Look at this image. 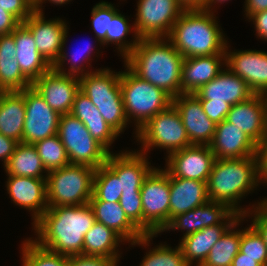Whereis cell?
<instances>
[{
	"label": "cell",
	"mask_w": 267,
	"mask_h": 266,
	"mask_svg": "<svg viewBox=\"0 0 267 266\" xmlns=\"http://www.w3.org/2000/svg\"><path fill=\"white\" fill-rule=\"evenodd\" d=\"M96 222L89 203L48 207L33 224L35 242L58 254H83L84 235Z\"/></svg>",
	"instance_id": "obj_1"
},
{
	"label": "cell",
	"mask_w": 267,
	"mask_h": 266,
	"mask_svg": "<svg viewBox=\"0 0 267 266\" xmlns=\"http://www.w3.org/2000/svg\"><path fill=\"white\" fill-rule=\"evenodd\" d=\"M183 59L167 38H142L124 63L140 79L175 98L181 94Z\"/></svg>",
	"instance_id": "obj_2"
},
{
	"label": "cell",
	"mask_w": 267,
	"mask_h": 266,
	"mask_svg": "<svg viewBox=\"0 0 267 266\" xmlns=\"http://www.w3.org/2000/svg\"><path fill=\"white\" fill-rule=\"evenodd\" d=\"M213 13L186 8L174 23L167 39L184 58L225 55L228 43Z\"/></svg>",
	"instance_id": "obj_3"
},
{
	"label": "cell",
	"mask_w": 267,
	"mask_h": 266,
	"mask_svg": "<svg viewBox=\"0 0 267 266\" xmlns=\"http://www.w3.org/2000/svg\"><path fill=\"white\" fill-rule=\"evenodd\" d=\"M258 185L256 156L215 159L207 180L208 198L210 201L226 204L243 216L251 209L239 206L241 198L248 195V192L251 193Z\"/></svg>",
	"instance_id": "obj_4"
},
{
	"label": "cell",
	"mask_w": 267,
	"mask_h": 266,
	"mask_svg": "<svg viewBox=\"0 0 267 266\" xmlns=\"http://www.w3.org/2000/svg\"><path fill=\"white\" fill-rule=\"evenodd\" d=\"M120 86L128 122H135L136 132L153 116L172 105V97L150 82L140 79L126 65ZM132 118V119H131Z\"/></svg>",
	"instance_id": "obj_5"
},
{
	"label": "cell",
	"mask_w": 267,
	"mask_h": 266,
	"mask_svg": "<svg viewBox=\"0 0 267 266\" xmlns=\"http://www.w3.org/2000/svg\"><path fill=\"white\" fill-rule=\"evenodd\" d=\"M95 170L85 165L68 164L49 171L46 178L48 207L89 203L93 196Z\"/></svg>",
	"instance_id": "obj_6"
},
{
	"label": "cell",
	"mask_w": 267,
	"mask_h": 266,
	"mask_svg": "<svg viewBox=\"0 0 267 266\" xmlns=\"http://www.w3.org/2000/svg\"><path fill=\"white\" fill-rule=\"evenodd\" d=\"M136 139L146 154L153 147L166 149L168 155L192 145L179 112L171 105L148 120L137 132Z\"/></svg>",
	"instance_id": "obj_7"
},
{
	"label": "cell",
	"mask_w": 267,
	"mask_h": 266,
	"mask_svg": "<svg viewBox=\"0 0 267 266\" xmlns=\"http://www.w3.org/2000/svg\"><path fill=\"white\" fill-rule=\"evenodd\" d=\"M58 136L65 147L70 164L97 169L106 163L109 152L90 135L84 124L70 113L60 116Z\"/></svg>",
	"instance_id": "obj_8"
},
{
	"label": "cell",
	"mask_w": 267,
	"mask_h": 266,
	"mask_svg": "<svg viewBox=\"0 0 267 266\" xmlns=\"http://www.w3.org/2000/svg\"><path fill=\"white\" fill-rule=\"evenodd\" d=\"M143 210V233H161L170 222L169 175L163 169H154L145 178L140 189Z\"/></svg>",
	"instance_id": "obj_9"
},
{
	"label": "cell",
	"mask_w": 267,
	"mask_h": 266,
	"mask_svg": "<svg viewBox=\"0 0 267 266\" xmlns=\"http://www.w3.org/2000/svg\"><path fill=\"white\" fill-rule=\"evenodd\" d=\"M185 9L179 0H139L134 23L139 38H167Z\"/></svg>",
	"instance_id": "obj_10"
},
{
	"label": "cell",
	"mask_w": 267,
	"mask_h": 266,
	"mask_svg": "<svg viewBox=\"0 0 267 266\" xmlns=\"http://www.w3.org/2000/svg\"><path fill=\"white\" fill-rule=\"evenodd\" d=\"M25 121L22 143L34 144L58 134L60 114L31 86L24 89Z\"/></svg>",
	"instance_id": "obj_11"
},
{
	"label": "cell",
	"mask_w": 267,
	"mask_h": 266,
	"mask_svg": "<svg viewBox=\"0 0 267 266\" xmlns=\"http://www.w3.org/2000/svg\"><path fill=\"white\" fill-rule=\"evenodd\" d=\"M169 176L207 182L215 156L209 145L192 144L166 157Z\"/></svg>",
	"instance_id": "obj_12"
},
{
	"label": "cell",
	"mask_w": 267,
	"mask_h": 266,
	"mask_svg": "<svg viewBox=\"0 0 267 266\" xmlns=\"http://www.w3.org/2000/svg\"><path fill=\"white\" fill-rule=\"evenodd\" d=\"M60 115L69 114L80 91L79 77L62 74L52 67L31 85Z\"/></svg>",
	"instance_id": "obj_13"
},
{
	"label": "cell",
	"mask_w": 267,
	"mask_h": 266,
	"mask_svg": "<svg viewBox=\"0 0 267 266\" xmlns=\"http://www.w3.org/2000/svg\"><path fill=\"white\" fill-rule=\"evenodd\" d=\"M240 217L238 213L231 210L226 204L209 200L201 206L175 216L162 232L170 231V229L186 230L183 235L185 237L212 225L233 224Z\"/></svg>",
	"instance_id": "obj_14"
},
{
	"label": "cell",
	"mask_w": 267,
	"mask_h": 266,
	"mask_svg": "<svg viewBox=\"0 0 267 266\" xmlns=\"http://www.w3.org/2000/svg\"><path fill=\"white\" fill-rule=\"evenodd\" d=\"M172 105L180 114L190 143L209 145L216 124L205 114L200 100L192 93H182L172 99Z\"/></svg>",
	"instance_id": "obj_15"
},
{
	"label": "cell",
	"mask_w": 267,
	"mask_h": 266,
	"mask_svg": "<svg viewBox=\"0 0 267 266\" xmlns=\"http://www.w3.org/2000/svg\"><path fill=\"white\" fill-rule=\"evenodd\" d=\"M228 49L226 45V68L245 80L254 94H261L267 90V52L261 50L228 52Z\"/></svg>",
	"instance_id": "obj_16"
},
{
	"label": "cell",
	"mask_w": 267,
	"mask_h": 266,
	"mask_svg": "<svg viewBox=\"0 0 267 266\" xmlns=\"http://www.w3.org/2000/svg\"><path fill=\"white\" fill-rule=\"evenodd\" d=\"M23 24L33 35L38 52L52 66L62 50L66 22L60 18L45 20L44 13L34 11Z\"/></svg>",
	"instance_id": "obj_17"
},
{
	"label": "cell",
	"mask_w": 267,
	"mask_h": 266,
	"mask_svg": "<svg viewBox=\"0 0 267 266\" xmlns=\"http://www.w3.org/2000/svg\"><path fill=\"white\" fill-rule=\"evenodd\" d=\"M119 178L120 192H140L148 174L154 169L148 162L147 154L139 151L109 153L105 163Z\"/></svg>",
	"instance_id": "obj_18"
},
{
	"label": "cell",
	"mask_w": 267,
	"mask_h": 266,
	"mask_svg": "<svg viewBox=\"0 0 267 266\" xmlns=\"http://www.w3.org/2000/svg\"><path fill=\"white\" fill-rule=\"evenodd\" d=\"M96 222L113 229L127 243L149 246L155 235H145L126 215L119 202L89 201Z\"/></svg>",
	"instance_id": "obj_19"
},
{
	"label": "cell",
	"mask_w": 267,
	"mask_h": 266,
	"mask_svg": "<svg viewBox=\"0 0 267 266\" xmlns=\"http://www.w3.org/2000/svg\"><path fill=\"white\" fill-rule=\"evenodd\" d=\"M193 94L200 102H226L232 106L247 100L254 93L245 80L226 68Z\"/></svg>",
	"instance_id": "obj_20"
},
{
	"label": "cell",
	"mask_w": 267,
	"mask_h": 266,
	"mask_svg": "<svg viewBox=\"0 0 267 266\" xmlns=\"http://www.w3.org/2000/svg\"><path fill=\"white\" fill-rule=\"evenodd\" d=\"M6 187L15 205L33 212V224L48 209L46 179L8 176Z\"/></svg>",
	"instance_id": "obj_21"
},
{
	"label": "cell",
	"mask_w": 267,
	"mask_h": 266,
	"mask_svg": "<svg viewBox=\"0 0 267 266\" xmlns=\"http://www.w3.org/2000/svg\"><path fill=\"white\" fill-rule=\"evenodd\" d=\"M215 159H233L256 156L257 144L241 129L226 119L216 124L212 142L209 144Z\"/></svg>",
	"instance_id": "obj_22"
},
{
	"label": "cell",
	"mask_w": 267,
	"mask_h": 266,
	"mask_svg": "<svg viewBox=\"0 0 267 266\" xmlns=\"http://www.w3.org/2000/svg\"><path fill=\"white\" fill-rule=\"evenodd\" d=\"M226 120L241 129L257 145L265 139L266 115L260 94L232 105Z\"/></svg>",
	"instance_id": "obj_23"
},
{
	"label": "cell",
	"mask_w": 267,
	"mask_h": 266,
	"mask_svg": "<svg viewBox=\"0 0 267 266\" xmlns=\"http://www.w3.org/2000/svg\"><path fill=\"white\" fill-rule=\"evenodd\" d=\"M222 65H225V55L184 58L181 66V94L195 93L223 70Z\"/></svg>",
	"instance_id": "obj_24"
},
{
	"label": "cell",
	"mask_w": 267,
	"mask_h": 266,
	"mask_svg": "<svg viewBox=\"0 0 267 266\" xmlns=\"http://www.w3.org/2000/svg\"><path fill=\"white\" fill-rule=\"evenodd\" d=\"M11 35L16 46V56L22 74L33 83L45 74L52 66L38 52L30 30L21 23Z\"/></svg>",
	"instance_id": "obj_25"
},
{
	"label": "cell",
	"mask_w": 267,
	"mask_h": 266,
	"mask_svg": "<svg viewBox=\"0 0 267 266\" xmlns=\"http://www.w3.org/2000/svg\"><path fill=\"white\" fill-rule=\"evenodd\" d=\"M170 221L209 201L207 182L169 176Z\"/></svg>",
	"instance_id": "obj_26"
},
{
	"label": "cell",
	"mask_w": 267,
	"mask_h": 266,
	"mask_svg": "<svg viewBox=\"0 0 267 266\" xmlns=\"http://www.w3.org/2000/svg\"><path fill=\"white\" fill-rule=\"evenodd\" d=\"M70 114L79 119L90 135L111 153L110 146L120 135L106 123L97 107L81 91L75 96Z\"/></svg>",
	"instance_id": "obj_27"
},
{
	"label": "cell",
	"mask_w": 267,
	"mask_h": 266,
	"mask_svg": "<svg viewBox=\"0 0 267 266\" xmlns=\"http://www.w3.org/2000/svg\"><path fill=\"white\" fill-rule=\"evenodd\" d=\"M232 224H216L182 237L178 244L187 264L201 266L211 248ZM195 261V263L193 262ZM197 262V263H196Z\"/></svg>",
	"instance_id": "obj_28"
},
{
	"label": "cell",
	"mask_w": 267,
	"mask_h": 266,
	"mask_svg": "<svg viewBox=\"0 0 267 266\" xmlns=\"http://www.w3.org/2000/svg\"><path fill=\"white\" fill-rule=\"evenodd\" d=\"M121 72L110 69H96L92 73L79 77L80 91L91 102L104 100H123L120 86Z\"/></svg>",
	"instance_id": "obj_29"
},
{
	"label": "cell",
	"mask_w": 267,
	"mask_h": 266,
	"mask_svg": "<svg viewBox=\"0 0 267 266\" xmlns=\"http://www.w3.org/2000/svg\"><path fill=\"white\" fill-rule=\"evenodd\" d=\"M24 89L0 93V133L22 142L25 121Z\"/></svg>",
	"instance_id": "obj_30"
},
{
	"label": "cell",
	"mask_w": 267,
	"mask_h": 266,
	"mask_svg": "<svg viewBox=\"0 0 267 266\" xmlns=\"http://www.w3.org/2000/svg\"><path fill=\"white\" fill-rule=\"evenodd\" d=\"M16 46L11 34L0 35V91H22L32 83L22 74L15 58Z\"/></svg>",
	"instance_id": "obj_31"
},
{
	"label": "cell",
	"mask_w": 267,
	"mask_h": 266,
	"mask_svg": "<svg viewBox=\"0 0 267 266\" xmlns=\"http://www.w3.org/2000/svg\"><path fill=\"white\" fill-rule=\"evenodd\" d=\"M125 240L113 229L95 222L84 235L83 254L120 259L119 243Z\"/></svg>",
	"instance_id": "obj_32"
},
{
	"label": "cell",
	"mask_w": 267,
	"mask_h": 266,
	"mask_svg": "<svg viewBox=\"0 0 267 266\" xmlns=\"http://www.w3.org/2000/svg\"><path fill=\"white\" fill-rule=\"evenodd\" d=\"M7 176L47 178V171L33 144L18 143L13 155L4 166ZM46 172V176L43 173Z\"/></svg>",
	"instance_id": "obj_33"
},
{
	"label": "cell",
	"mask_w": 267,
	"mask_h": 266,
	"mask_svg": "<svg viewBox=\"0 0 267 266\" xmlns=\"http://www.w3.org/2000/svg\"><path fill=\"white\" fill-rule=\"evenodd\" d=\"M244 221L241 216L234 222L211 248L206 260L201 266H231L234 257L240 249L241 230L235 229ZM236 230V231H235Z\"/></svg>",
	"instance_id": "obj_34"
},
{
	"label": "cell",
	"mask_w": 267,
	"mask_h": 266,
	"mask_svg": "<svg viewBox=\"0 0 267 266\" xmlns=\"http://www.w3.org/2000/svg\"><path fill=\"white\" fill-rule=\"evenodd\" d=\"M131 31L134 32L135 38L132 42H128L125 39ZM139 41L140 38L136 32L135 25L130 26L125 16L118 12L110 21L109 32H107L106 38L101 42V45L113 43L118 46L117 50L125 59L135 49Z\"/></svg>",
	"instance_id": "obj_35"
},
{
	"label": "cell",
	"mask_w": 267,
	"mask_h": 266,
	"mask_svg": "<svg viewBox=\"0 0 267 266\" xmlns=\"http://www.w3.org/2000/svg\"><path fill=\"white\" fill-rule=\"evenodd\" d=\"M120 180L117 175L106 165H101L95 170L93 178V196L90 201L119 202Z\"/></svg>",
	"instance_id": "obj_36"
},
{
	"label": "cell",
	"mask_w": 267,
	"mask_h": 266,
	"mask_svg": "<svg viewBox=\"0 0 267 266\" xmlns=\"http://www.w3.org/2000/svg\"><path fill=\"white\" fill-rule=\"evenodd\" d=\"M31 239L22 244V266H69L68 256L48 250Z\"/></svg>",
	"instance_id": "obj_37"
},
{
	"label": "cell",
	"mask_w": 267,
	"mask_h": 266,
	"mask_svg": "<svg viewBox=\"0 0 267 266\" xmlns=\"http://www.w3.org/2000/svg\"><path fill=\"white\" fill-rule=\"evenodd\" d=\"M33 145L47 172L60 169L70 164L65 147L58 134L39 140Z\"/></svg>",
	"instance_id": "obj_38"
},
{
	"label": "cell",
	"mask_w": 267,
	"mask_h": 266,
	"mask_svg": "<svg viewBox=\"0 0 267 266\" xmlns=\"http://www.w3.org/2000/svg\"><path fill=\"white\" fill-rule=\"evenodd\" d=\"M67 29H69V28H66V31L64 33L61 53L59 55V58L52 65V68L55 69L57 72H60L62 74H67V75L76 76V77H81V76H84L86 74L92 73L91 72L92 70H90V72H89V69H88V71H86L87 69H85V68H87V67L84 65L85 63H83V62L86 61L87 62L86 64H89L91 66L89 61L93 60L90 58L92 57L91 55H92V51H93L94 46L92 47V44H89V45H87L86 48H80L79 50L76 49L77 51L73 52L71 55L72 57H69V59H68L69 53H67V51L66 52L64 51L65 50L64 47L66 45L67 37H68L67 36V33H68ZM82 52L83 53L85 52V53L82 54ZM80 53H81V55H83V57H81ZM70 59H71V61H70ZM65 62H67L68 64L71 62L68 72H66L67 68H64V66H63V64H65ZM78 63L80 65H78ZM64 69H66V70H64Z\"/></svg>",
	"instance_id": "obj_39"
},
{
	"label": "cell",
	"mask_w": 267,
	"mask_h": 266,
	"mask_svg": "<svg viewBox=\"0 0 267 266\" xmlns=\"http://www.w3.org/2000/svg\"><path fill=\"white\" fill-rule=\"evenodd\" d=\"M140 266H189L178 246L171 248L168 245H156L146 252Z\"/></svg>",
	"instance_id": "obj_40"
},
{
	"label": "cell",
	"mask_w": 267,
	"mask_h": 266,
	"mask_svg": "<svg viewBox=\"0 0 267 266\" xmlns=\"http://www.w3.org/2000/svg\"><path fill=\"white\" fill-rule=\"evenodd\" d=\"M247 257L267 266V247L258 232L251 226L241 230L240 249Z\"/></svg>",
	"instance_id": "obj_41"
},
{
	"label": "cell",
	"mask_w": 267,
	"mask_h": 266,
	"mask_svg": "<svg viewBox=\"0 0 267 266\" xmlns=\"http://www.w3.org/2000/svg\"><path fill=\"white\" fill-rule=\"evenodd\" d=\"M100 111L106 123L111 126L119 135L129 124L123 100H104L92 102Z\"/></svg>",
	"instance_id": "obj_42"
},
{
	"label": "cell",
	"mask_w": 267,
	"mask_h": 266,
	"mask_svg": "<svg viewBox=\"0 0 267 266\" xmlns=\"http://www.w3.org/2000/svg\"><path fill=\"white\" fill-rule=\"evenodd\" d=\"M119 12L113 4L102 1L97 3L91 11L92 27L98 43L106 38L109 32L110 21Z\"/></svg>",
	"instance_id": "obj_43"
},
{
	"label": "cell",
	"mask_w": 267,
	"mask_h": 266,
	"mask_svg": "<svg viewBox=\"0 0 267 266\" xmlns=\"http://www.w3.org/2000/svg\"><path fill=\"white\" fill-rule=\"evenodd\" d=\"M119 204L127 217L143 232V210L140 192L122 193Z\"/></svg>",
	"instance_id": "obj_44"
},
{
	"label": "cell",
	"mask_w": 267,
	"mask_h": 266,
	"mask_svg": "<svg viewBox=\"0 0 267 266\" xmlns=\"http://www.w3.org/2000/svg\"><path fill=\"white\" fill-rule=\"evenodd\" d=\"M257 204L255 207L252 205V210L247 211L243 217L250 215L253 217L251 226L258 232L267 247V198Z\"/></svg>",
	"instance_id": "obj_45"
},
{
	"label": "cell",
	"mask_w": 267,
	"mask_h": 266,
	"mask_svg": "<svg viewBox=\"0 0 267 266\" xmlns=\"http://www.w3.org/2000/svg\"><path fill=\"white\" fill-rule=\"evenodd\" d=\"M0 7L23 23L34 11V0H0Z\"/></svg>",
	"instance_id": "obj_46"
},
{
	"label": "cell",
	"mask_w": 267,
	"mask_h": 266,
	"mask_svg": "<svg viewBox=\"0 0 267 266\" xmlns=\"http://www.w3.org/2000/svg\"><path fill=\"white\" fill-rule=\"evenodd\" d=\"M119 260L84 254L68 256L69 266H118Z\"/></svg>",
	"instance_id": "obj_47"
},
{
	"label": "cell",
	"mask_w": 267,
	"mask_h": 266,
	"mask_svg": "<svg viewBox=\"0 0 267 266\" xmlns=\"http://www.w3.org/2000/svg\"><path fill=\"white\" fill-rule=\"evenodd\" d=\"M201 104L205 114L215 124L225 120L231 108V105L226 102H201Z\"/></svg>",
	"instance_id": "obj_48"
},
{
	"label": "cell",
	"mask_w": 267,
	"mask_h": 266,
	"mask_svg": "<svg viewBox=\"0 0 267 266\" xmlns=\"http://www.w3.org/2000/svg\"><path fill=\"white\" fill-rule=\"evenodd\" d=\"M256 157L259 184H267V140H263L257 145Z\"/></svg>",
	"instance_id": "obj_49"
},
{
	"label": "cell",
	"mask_w": 267,
	"mask_h": 266,
	"mask_svg": "<svg viewBox=\"0 0 267 266\" xmlns=\"http://www.w3.org/2000/svg\"><path fill=\"white\" fill-rule=\"evenodd\" d=\"M20 24L14 15L0 7V35L11 34Z\"/></svg>",
	"instance_id": "obj_50"
},
{
	"label": "cell",
	"mask_w": 267,
	"mask_h": 266,
	"mask_svg": "<svg viewBox=\"0 0 267 266\" xmlns=\"http://www.w3.org/2000/svg\"><path fill=\"white\" fill-rule=\"evenodd\" d=\"M250 21H253L254 28L257 33V37L262 38L267 41V10L255 13L248 18Z\"/></svg>",
	"instance_id": "obj_51"
},
{
	"label": "cell",
	"mask_w": 267,
	"mask_h": 266,
	"mask_svg": "<svg viewBox=\"0 0 267 266\" xmlns=\"http://www.w3.org/2000/svg\"><path fill=\"white\" fill-rule=\"evenodd\" d=\"M18 142L6 137L0 133V160L3 161L5 166L9 158L13 155Z\"/></svg>",
	"instance_id": "obj_52"
},
{
	"label": "cell",
	"mask_w": 267,
	"mask_h": 266,
	"mask_svg": "<svg viewBox=\"0 0 267 266\" xmlns=\"http://www.w3.org/2000/svg\"><path fill=\"white\" fill-rule=\"evenodd\" d=\"M246 18L255 13L267 10V0H245Z\"/></svg>",
	"instance_id": "obj_53"
},
{
	"label": "cell",
	"mask_w": 267,
	"mask_h": 266,
	"mask_svg": "<svg viewBox=\"0 0 267 266\" xmlns=\"http://www.w3.org/2000/svg\"><path fill=\"white\" fill-rule=\"evenodd\" d=\"M231 266H262L256 261V259L247 257L246 254L241 253L240 251L234 257Z\"/></svg>",
	"instance_id": "obj_54"
},
{
	"label": "cell",
	"mask_w": 267,
	"mask_h": 266,
	"mask_svg": "<svg viewBox=\"0 0 267 266\" xmlns=\"http://www.w3.org/2000/svg\"><path fill=\"white\" fill-rule=\"evenodd\" d=\"M47 0H34V9L36 12L38 13H43V9H42V3ZM50 3L52 2L53 4L56 5H62V4H66L71 0H48Z\"/></svg>",
	"instance_id": "obj_55"
},
{
	"label": "cell",
	"mask_w": 267,
	"mask_h": 266,
	"mask_svg": "<svg viewBox=\"0 0 267 266\" xmlns=\"http://www.w3.org/2000/svg\"><path fill=\"white\" fill-rule=\"evenodd\" d=\"M185 8H201L206 0H179Z\"/></svg>",
	"instance_id": "obj_56"
},
{
	"label": "cell",
	"mask_w": 267,
	"mask_h": 266,
	"mask_svg": "<svg viewBox=\"0 0 267 266\" xmlns=\"http://www.w3.org/2000/svg\"><path fill=\"white\" fill-rule=\"evenodd\" d=\"M226 1H228V0H206L205 4L201 8L204 10L213 12L212 11L213 9H211L213 5L218 4V3L222 4V2H226Z\"/></svg>",
	"instance_id": "obj_57"
},
{
	"label": "cell",
	"mask_w": 267,
	"mask_h": 266,
	"mask_svg": "<svg viewBox=\"0 0 267 266\" xmlns=\"http://www.w3.org/2000/svg\"><path fill=\"white\" fill-rule=\"evenodd\" d=\"M262 100H263V103H264V109H265V113H267V90L263 91L261 94H260Z\"/></svg>",
	"instance_id": "obj_58"
},
{
	"label": "cell",
	"mask_w": 267,
	"mask_h": 266,
	"mask_svg": "<svg viewBox=\"0 0 267 266\" xmlns=\"http://www.w3.org/2000/svg\"><path fill=\"white\" fill-rule=\"evenodd\" d=\"M266 115V133H265V139L264 140H267V113H265Z\"/></svg>",
	"instance_id": "obj_59"
}]
</instances>
